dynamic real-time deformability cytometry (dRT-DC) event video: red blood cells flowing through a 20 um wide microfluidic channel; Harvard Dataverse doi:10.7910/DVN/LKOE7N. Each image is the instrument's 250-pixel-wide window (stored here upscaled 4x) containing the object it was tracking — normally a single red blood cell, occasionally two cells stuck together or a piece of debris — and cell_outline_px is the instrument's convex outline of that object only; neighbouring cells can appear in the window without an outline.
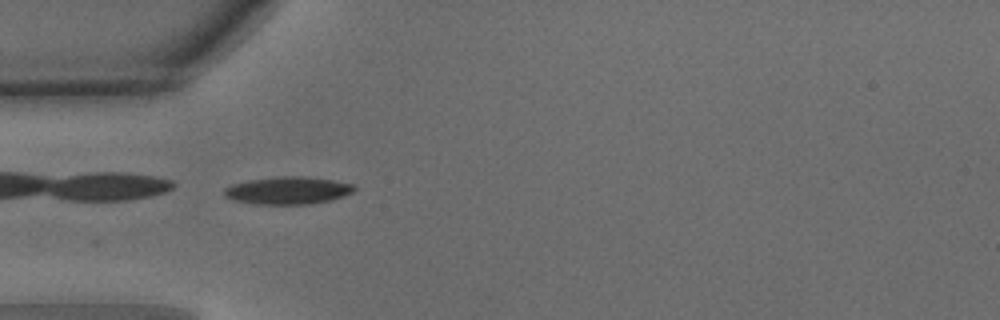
{"species": "common noctule bat (a hibernating species)", "species_latin": "Nyctalus noctula", "temperature_condition": "warm", "stored_images_in_passage": 36, "camera_frame_rate_fps": 3000, "um_per_image_px": 0.085, "animal": {"sex": "male", "body_mass_g": 15.6}, "frame": {"image": 1, "passage_image": 1, "time_ms": 0.0, "image_size_px": [1000, 320], "cell_outline_px": [[356, 188], [352, 192], [344, 196], [332, 200], [308, 204], [256, 204], [232, 200], [224, 196], [224, 188], [232, 184], [248, 180], [276, 176], [308, 176], [332, 180], [352, 184]], "centroid_in_image_um": [24.45, 16.18], "position_along_channel_um": 60.6, "area_um2": 20.98}}
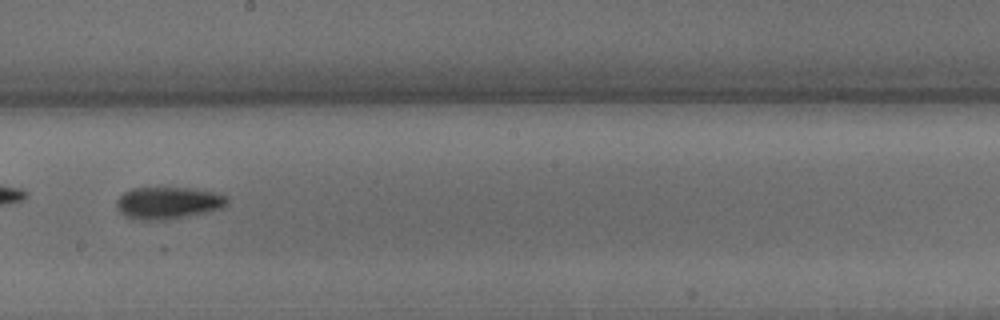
{"frame": {"image": 2, "passage_image": 14, "time_ms": 4.333, "image_size_px": [1000, 320], "cell_outline_px": [[228, 204], [220, 208], [188, 216], [160, 220], [140, 220], [124, 216], [116, 208], [116, 200], [124, 192], [132, 188], [188, 188], [212, 192], [228, 196]], "centroid_in_image_um": [14.25, 17.25], "position_along_channel_um": 234.0, "area_um2": 20.52}}
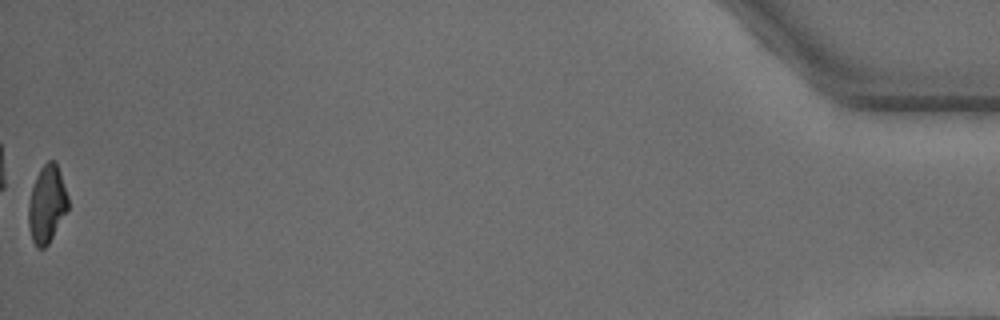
{"frame": {"image": 3, "passage_image": 36, "time_ms": 11.667, "image_size_px": [1000, 320], "cell_outline_px": [[68, 208], [48, 244], [44, 248], [36, 248], [32, 240], [28, 224], [28, 204], [32, 188], [36, 176], [40, 168], [48, 160], [56, 160], [68, 196]], "centroid_in_image_um": [3.97, 17.34], "position_along_channel_um": 431.2, "area_um2": 17.8}, "authors_computed_cell_mechanics": {"area_um2": 19.3341, "velocity_mm_per_s": 4.0399, "shape_relaxation_time_tau1_ms": 5.3329, "shape_relaxation_time_tau2_ms": 2.8979, "deformation_change_tau1": 0.1812, "deformation_change_tau2": 0.1093}}